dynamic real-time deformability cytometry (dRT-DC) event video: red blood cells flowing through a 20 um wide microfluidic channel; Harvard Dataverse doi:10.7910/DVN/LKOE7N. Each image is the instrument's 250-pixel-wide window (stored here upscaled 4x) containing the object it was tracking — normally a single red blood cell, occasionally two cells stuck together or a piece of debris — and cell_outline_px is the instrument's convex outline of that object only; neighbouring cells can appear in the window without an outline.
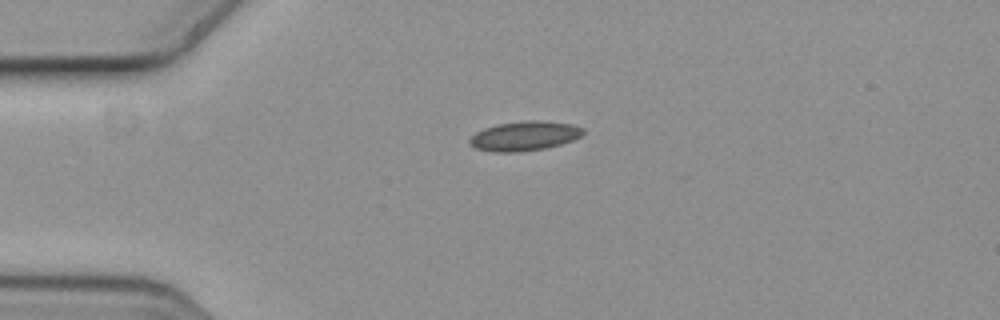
{"species": "common noctule bat (a hibernating species)", "species_latin": "Nyctalus noctula", "temperature_condition": "cold", "stored_images_in_passage": 3, "camera_frame_rate_fps": 3000, "um_per_image_px": 0.085, "animal": {"sex": "female", "body_mass_g": 19.3, "forearm_length_mm": 54.1}, "frame": {"image": 1, "passage_image": 1, "time_ms": 0.0, "image_size_px": [1000, 320], "cell_outline_px": [[584, 132], [580, 136], [572, 140], [560, 144], [544, 148], [516, 152], [492, 152], [476, 148], [468, 140], [476, 132], [484, 128], [496, 124], [524, 120], [540, 120], [572, 124], [584, 128]], "centroid_in_image_um": [44.58, 11.54], "position_along_channel_um": 40.4, "area_um2": 19.42}}
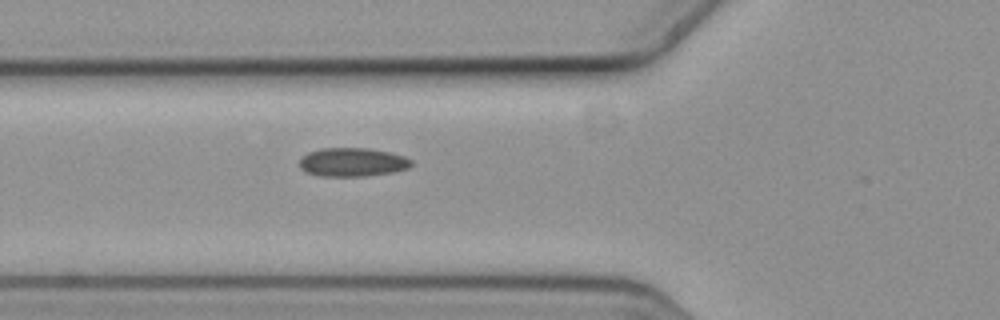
{"frame": {"image": 2, "passage_image": 3, "time_ms": 0.667, "image_size_px": [1000, 320], "cell_outline_px": [[412, 164], [408, 168], [392, 172], [364, 176], [320, 176], [304, 172], [300, 168], [300, 160], [308, 152], [320, 148], [368, 148], [388, 152], [404, 156], [412, 160]], "centroid_in_image_um": [29.94, 13.78], "position_along_channel_um": 95.9, "area_um2": 18.67}}